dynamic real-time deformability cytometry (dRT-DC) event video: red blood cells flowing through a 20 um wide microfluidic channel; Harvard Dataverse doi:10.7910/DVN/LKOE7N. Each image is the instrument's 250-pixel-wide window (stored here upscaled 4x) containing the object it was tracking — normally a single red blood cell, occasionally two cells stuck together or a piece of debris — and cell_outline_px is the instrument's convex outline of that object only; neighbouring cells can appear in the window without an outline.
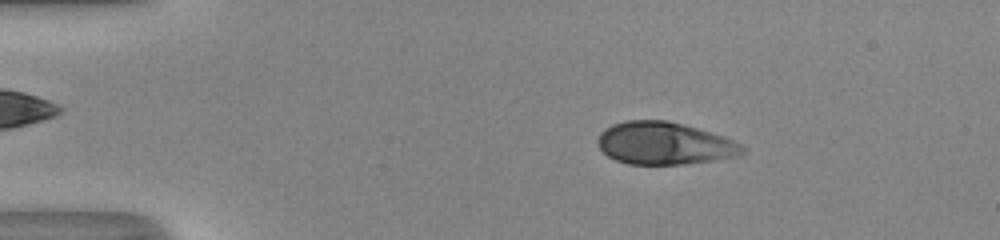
{"species": "human", "species_latin": "Homo sapiens", "temperature_condition": "room temperature", "stored_images_in_passage": 51, "camera_frame_rate_fps": 3000, "um_per_image_px": 0.085, "donor": {"sex": "male"}, "frame": {"image": 1, "passage_image": 9, "time_ms": 2.667, "image_size_px": [1000, 240], "cell_outline_px": [[744, 152], [736, 156], [716, 160], [684, 164], [628, 164], [616, 160], [608, 156], [600, 148], [596, 140], [600, 132], [604, 128], [612, 124], [624, 120], [668, 120], [684, 124], [724, 136], [740, 144], [744, 148]], "centroid_in_image_um": [56.44, 12.17], "position_along_channel_um": 28.6, "area_um2": 35.89}}
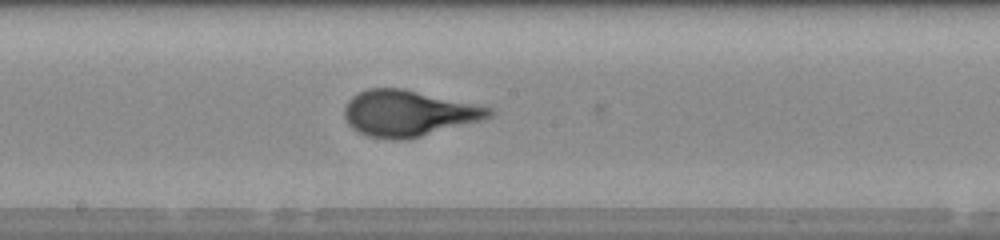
{"frame": {"image": 2, "passage_image": 28, "time_ms": 9.0, "image_size_px": [1000, 240], "cell_outline_px": [[496, 112], [492, 116], [484, 120], [404, 140], [392, 140], [368, 136], [352, 128], [348, 124], [344, 116], [344, 108], [348, 100], [352, 96], [368, 88], [400, 88], [492, 108]], "centroid_in_image_um": [34.7, 9.64], "position_along_channel_um": 213.5, "area_um2": 38.55}}
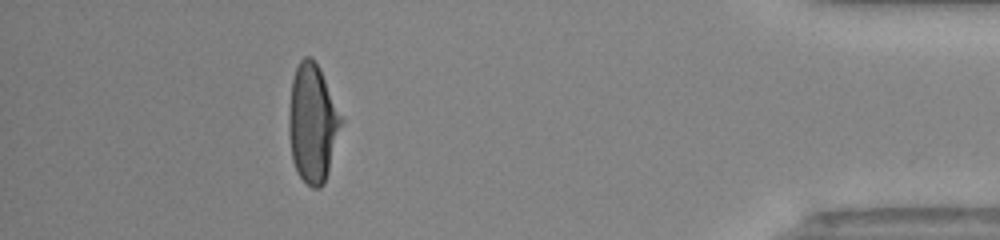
{"frame": {"image": 3, "passage_image": 46, "time_ms": 15.0, "image_size_px": [1000, 240], "cell_outline_px": [[344, 120], [328, 172], [324, 184], [320, 188], [312, 188], [296, 172], [292, 160], [288, 132], [288, 112], [292, 80], [296, 68], [300, 60], [304, 56], [308, 56], [320, 68]], "centroid_in_image_um": [26.57, 10.49], "position_along_channel_um": 408.6, "area_um2": 36.36}, "authors_computed_cell_mechanics": {"area_um2": 37.3388, "velocity_mm_per_s": 4.1038, "shape_relaxation_time_tau1_ms": 5.4837, "shape_relaxation_time_tau2_ms": null, "deformation_change_tau1": 0.2671, "deformation_change_tau2": null}}